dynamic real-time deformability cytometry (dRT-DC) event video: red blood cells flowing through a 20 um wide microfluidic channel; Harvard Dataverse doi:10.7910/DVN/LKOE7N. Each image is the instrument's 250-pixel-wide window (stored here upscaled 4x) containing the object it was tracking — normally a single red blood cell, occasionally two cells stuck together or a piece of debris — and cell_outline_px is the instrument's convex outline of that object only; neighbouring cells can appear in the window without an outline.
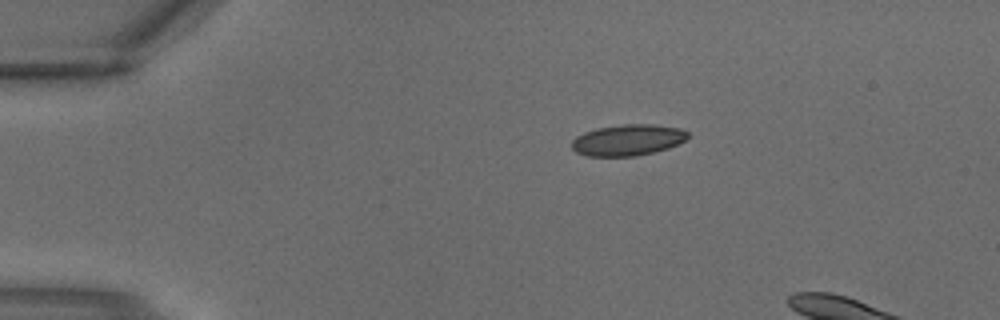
{"species": "common noctule bat (a hibernating species)", "species_latin": "Nyctalus noctula", "temperature_condition": "warm", "stored_images_in_passage": 2, "camera_frame_rate_fps": 3000, "um_per_image_px": 0.085, "animal": {"sex": "male", "body_mass_g": 18.8}, "frame": {"image": 1, "passage_image": 1, "time_ms": 0.0, "image_size_px": [1000, 320], "cell_outline_px": [[688, 136], [684, 140], [668, 148], [636, 156], [588, 156], [576, 152], [572, 148], [572, 140], [576, 136], [584, 132], [596, 128], [624, 124], [652, 124], [680, 128], [688, 132]], "centroid_in_image_um": [53.33, 11.89], "position_along_channel_um": 31.7, "area_um2": 20.98}}